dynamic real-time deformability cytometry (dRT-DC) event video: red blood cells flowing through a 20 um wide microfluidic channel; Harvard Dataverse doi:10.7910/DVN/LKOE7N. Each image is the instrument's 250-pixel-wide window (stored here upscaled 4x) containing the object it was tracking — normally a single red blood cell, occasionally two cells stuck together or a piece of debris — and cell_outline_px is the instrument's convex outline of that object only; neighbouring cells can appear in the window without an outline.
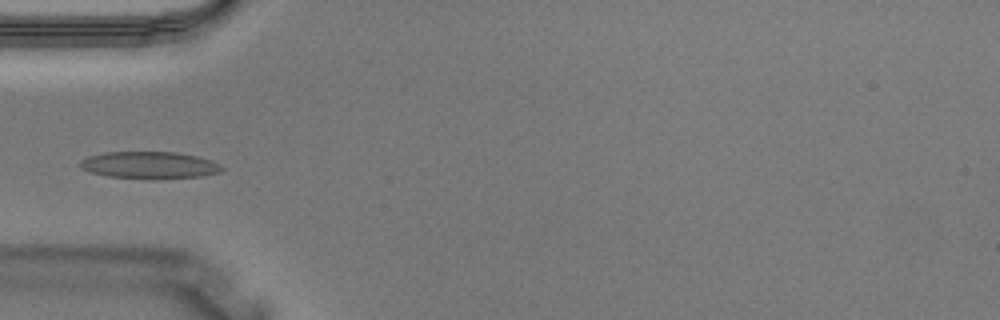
{"species": "Egyptian fruit bat (a non-hibernating species)", "species_latin": "Rousettus aegyptiacus", "temperature_condition": "warm", "stored_images_in_passage": 3, "camera_frame_rate_fps": 3000, "um_per_image_px": 0.085, "animal": {"sex": "male"}, "frame": {"image": 1, "passage_image": 3, "time_ms": 0.667, "image_size_px": [1000, 320], "cell_outline_px": [[224, 168], [220, 172], [200, 176], [156, 180], [148, 180], [108, 176], [92, 172], [80, 168], [76, 164], [80, 160], [88, 156], [104, 152], [176, 152], [196, 156], [212, 160], [220, 164]], "centroid_in_image_um": [12.68, 14.05], "position_along_channel_um": 72.3, "area_um2": 22.77}}